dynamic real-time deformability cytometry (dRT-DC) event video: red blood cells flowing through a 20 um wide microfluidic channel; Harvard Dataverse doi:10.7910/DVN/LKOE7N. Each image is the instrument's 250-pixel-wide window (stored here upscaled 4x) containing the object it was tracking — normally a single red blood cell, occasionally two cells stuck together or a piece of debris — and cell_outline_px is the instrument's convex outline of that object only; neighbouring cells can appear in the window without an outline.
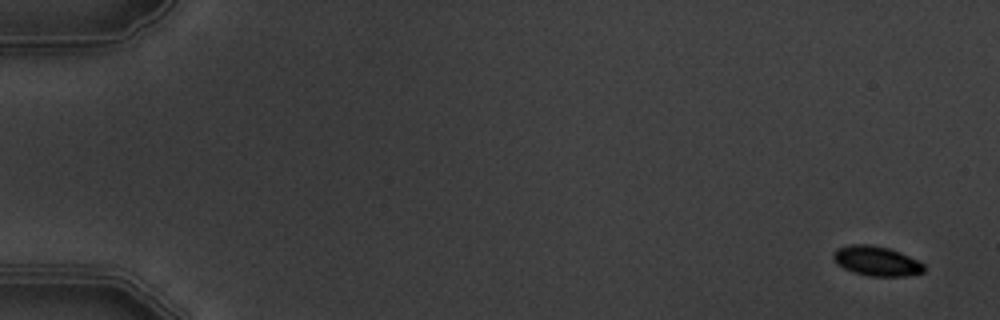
{"species": "common noctule bat (a hibernating species)", "species_latin": "Nyctalus noctula", "temperature_condition": "warm", "stored_images_in_passage": 7, "camera_frame_rate_fps": 3000, "um_per_image_px": 0.085, "animal": {"sex": "male", "body_mass_g": 19.5, "forearm_length_mm": 54.6}, "frame": {"image": 1, "passage_image": 1, "time_ms": 0.0, "image_size_px": [1000, 320], "cell_outline_px": [[924, 272], [904, 276], [868, 276], [852, 272], [844, 268], [832, 256], [836, 248], [852, 244], [872, 244], [888, 248], [900, 252], [924, 264]], "centroid_in_image_um": [74.5, 22.18], "position_along_channel_um": 10.5, "area_um2": 15.55}}
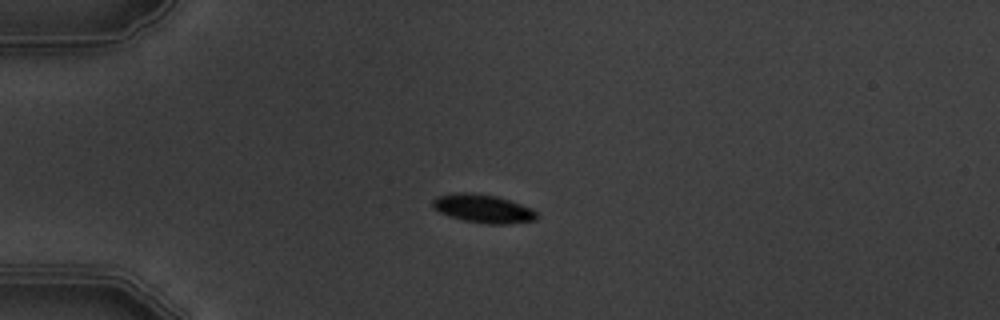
{"frame": {"image": 2, "passage_image": 4, "time_ms": 4.333, "image_size_px": [1000, 320], "cell_outline_px": [[536, 220], [508, 224], [488, 224], [464, 220], [440, 212], [432, 204], [432, 200], [436, 196], [452, 192], [472, 192], [496, 196], [532, 208], [536, 212]], "centroid_in_image_um": [41.05, 17.71], "position_along_channel_um": 43.9, "area_um2": 17.11}}